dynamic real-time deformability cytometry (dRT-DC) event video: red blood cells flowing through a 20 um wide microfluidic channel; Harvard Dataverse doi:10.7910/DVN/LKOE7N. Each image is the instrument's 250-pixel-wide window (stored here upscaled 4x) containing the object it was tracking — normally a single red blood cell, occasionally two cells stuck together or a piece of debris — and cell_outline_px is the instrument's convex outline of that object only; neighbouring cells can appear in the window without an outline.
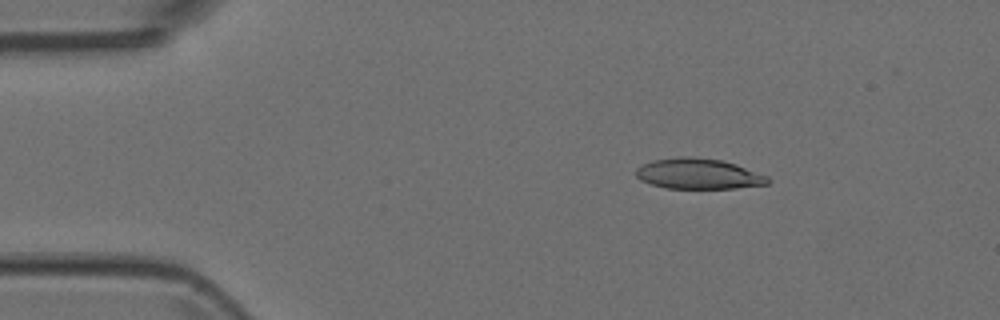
{"species": "Egyptian fruit bat (a non-hibernating species)", "species_latin": "Rousettus aegyptiacus", "temperature_condition": "room temperature", "stored_images_in_passage": 4, "camera_frame_rate_fps": 3000, "um_per_image_px": 0.085, "animal": {"sex": "female"}, "frame": {"image": 1, "passage_image": 2, "time_ms": 0.333, "image_size_px": [1000, 320], "cell_outline_px": [[772, 180], [768, 184], [736, 188], [668, 188], [652, 184], [640, 180], [636, 176], [636, 168], [652, 160], [676, 156], [692, 156], [720, 160], [736, 164], [768, 176]], "centroid_in_image_um": [59.38, 14.76], "position_along_channel_um": 25.6, "area_um2": 23.52}}
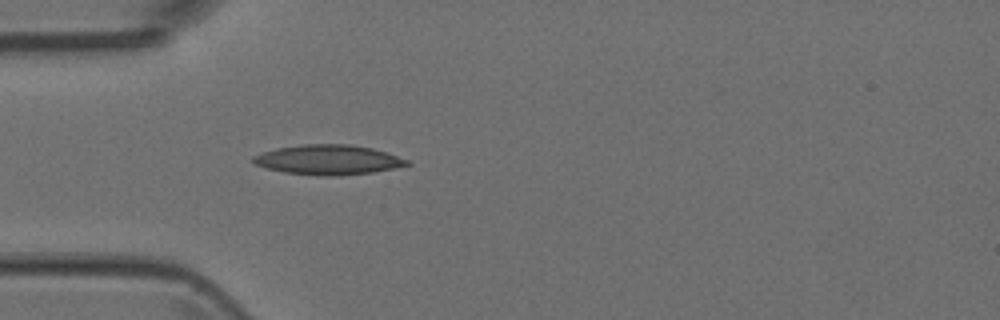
{"frame": {"image": 2, "passage_image": 4, "time_ms": 1.0, "image_size_px": [1000, 320], "cell_outline_px": [[412, 164], [372, 172], [336, 176], [324, 176], [284, 172], [252, 164], [252, 156], [276, 148], [304, 144], [348, 144], [372, 148], [408, 160]], "centroid_in_image_um": [27.86, 13.58], "position_along_channel_um": 57.1, "area_um2": 26.47}}